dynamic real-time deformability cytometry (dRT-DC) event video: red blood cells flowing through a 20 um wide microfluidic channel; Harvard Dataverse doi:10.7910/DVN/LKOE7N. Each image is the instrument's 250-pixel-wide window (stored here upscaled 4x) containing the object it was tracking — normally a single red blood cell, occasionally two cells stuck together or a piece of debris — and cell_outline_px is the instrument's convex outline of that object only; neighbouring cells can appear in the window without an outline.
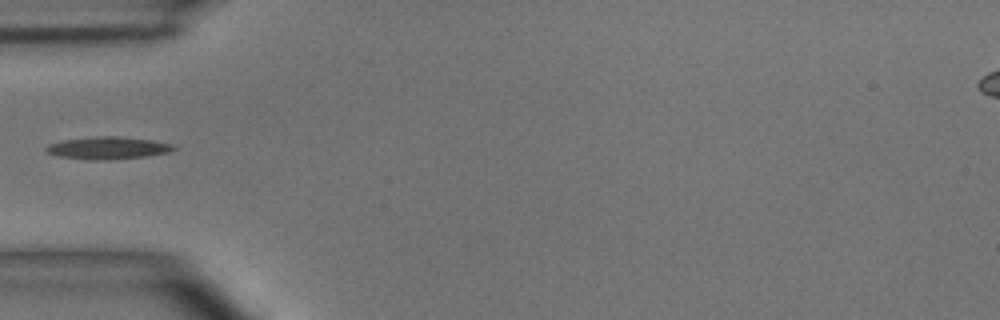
{"species": "common noctule bat (a hibernating species)", "species_latin": "Nyctalus noctula", "temperature_condition": "room temperature", "stored_images_in_passage": 34, "camera_frame_rate_fps": 3000, "um_per_image_px": 0.085, "animal": {"sex": "male", "body_mass_g": 15.6}, "frame": {"image": 1, "passage_image": 1, "time_ms": 0.0, "image_size_px": [1000, 320], "cell_outline_px": [[176, 148], [168, 152], [144, 156], [108, 160], [92, 160], [60, 156], [48, 152], [44, 148], [48, 144], [60, 140], [96, 136], [120, 136], [152, 140], [172, 144]], "centroid_in_image_um": [9.14, 12.56], "position_along_channel_um": 75.9, "area_um2": 16.53}}
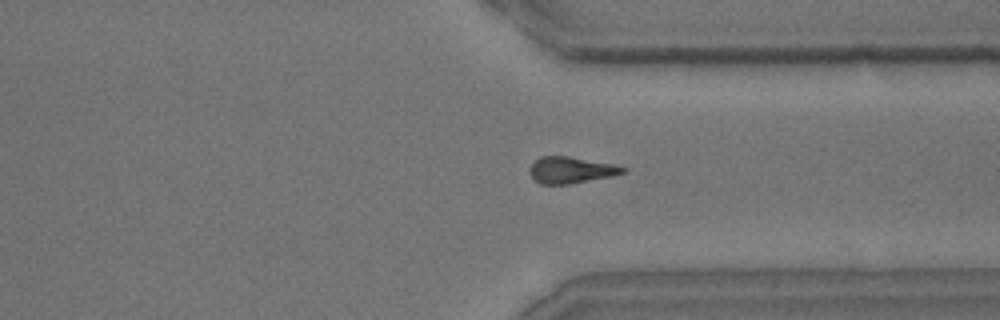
{"frame": {"image": 2, "passage_image": 22, "time_ms": 7.0, "image_size_px": [1000, 320], "cell_outline_px": [[628, 168], [624, 172], [612, 176], [568, 184], [540, 184], [532, 180], [528, 172], [528, 168], [540, 156], [568, 156], [612, 164]], "centroid_in_image_um": [48.46, 14.46], "position_along_channel_um": 362.9, "area_um2": 14.39}}
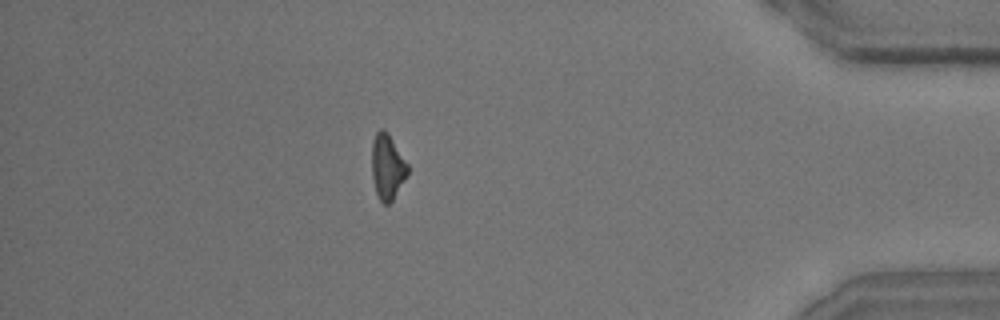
{"frame": {"image": 3, "passage_image": 28, "time_ms": 9.0, "image_size_px": [1000, 320], "cell_outline_px": [[408, 172], [404, 180], [392, 200], [388, 204], [384, 204], [380, 200], [376, 192], [372, 176], [372, 140], [376, 132], [380, 128], [384, 128], [388, 132], [408, 164]], "centroid_in_image_um": [32.91, 14.13], "position_along_channel_um": 402.3, "area_um2": 13.58}}